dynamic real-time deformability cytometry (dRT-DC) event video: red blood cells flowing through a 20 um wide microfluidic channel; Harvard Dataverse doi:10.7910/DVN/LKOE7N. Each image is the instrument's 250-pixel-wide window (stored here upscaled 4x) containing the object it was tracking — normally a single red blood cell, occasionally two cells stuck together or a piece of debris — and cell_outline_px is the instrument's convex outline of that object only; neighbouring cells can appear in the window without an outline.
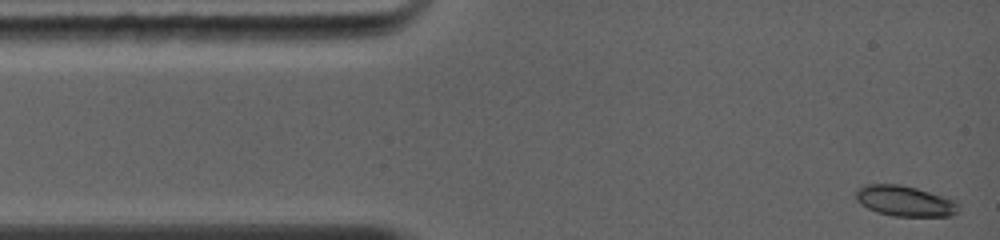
{"species": "common noctule bat (a hibernating species)", "species_latin": "Nyctalus noctula", "temperature_condition": "warm", "stored_images_in_passage": 8, "camera_frame_rate_fps": 5000, "um_per_image_px": 0.085, "animal": {"sex": "female", "body_mass_g": 19.0, "forearm_length_mm": 56.7}, "frame": {"image": 1, "passage_image": 1, "time_ms": 0.0, "image_size_px": [1000, 240], "cell_outline_px": [[960, 212], [952, 216], [892, 216], [876, 212], [860, 204], [856, 200], [856, 188], [864, 184], [900, 184], [916, 188], [956, 200], [960, 208]], "centroid_in_image_um": [76.92, 17.09], "position_along_channel_um": 8.1, "area_um2": 18.55}}
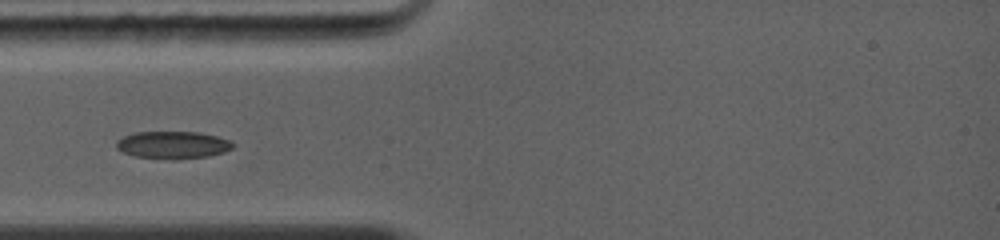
{"frame": {"image": 2, "passage_image": 5, "time_ms": 3.0, "image_size_px": [1000, 240], "cell_outline_px": [[236, 144], [232, 148], [224, 152], [208, 156], [176, 160], [136, 156], [124, 152], [116, 148], [116, 140], [124, 136], [136, 132], [200, 132], [216, 136], [228, 140]], "centroid_in_image_um": [14.7, 12.32], "position_along_channel_um": 70.3, "area_um2": 18.61}}
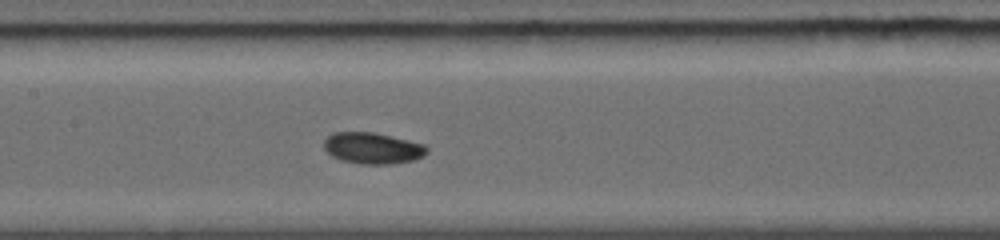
{"frame": {"image": 3, "passage_image": 8, "time_ms": 5.4, "image_size_px": [1000, 240], "cell_outline_px": [[428, 152], [424, 156], [412, 160], [392, 164], [360, 164], [340, 160], [332, 156], [324, 148], [324, 140], [328, 136], [336, 132], [372, 132], [392, 136], [424, 144], [428, 148]], "centroid_in_image_um": [31.68, 12.6], "position_along_channel_um": 175.7, "area_um2": 18.79}}